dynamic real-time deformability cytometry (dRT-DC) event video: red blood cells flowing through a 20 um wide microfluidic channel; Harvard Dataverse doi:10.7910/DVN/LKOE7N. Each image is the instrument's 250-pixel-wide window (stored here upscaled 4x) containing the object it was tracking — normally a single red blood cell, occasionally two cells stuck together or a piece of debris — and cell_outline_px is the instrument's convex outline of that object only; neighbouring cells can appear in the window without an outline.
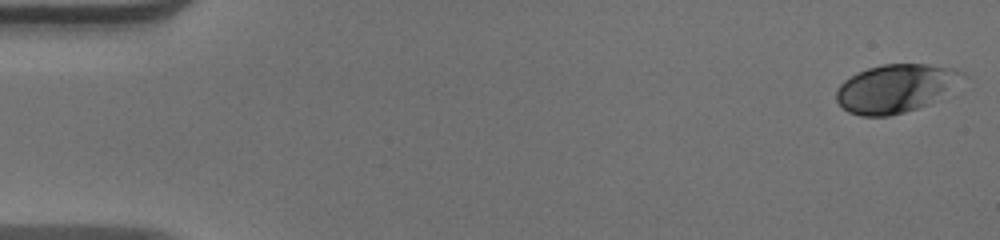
{"species": "human", "species_latin": "Homo sapiens", "temperature_condition": "warm", "stored_images_in_passage": 42, "camera_frame_rate_fps": 3000, "um_per_image_px": 0.085, "donor": {"sex": "male"}, "frame": {"image": 1, "passage_image": 1, "time_ms": 0.0, "image_size_px": [1000, 240], "cell_outline_px": [[964, 76], [928, 104], [904, 112], [888, 116], [860, 116], [848, 112], [836, 100], [836, 88], [844, 80], [856, 72], [868, 68], [884, 64], [928, 64], [956, 68], [964, 72]], "centroid_in_image_um": [76.04, 7.5], "position_along_channel_um": 9.0, "area_um2": 34.97}}
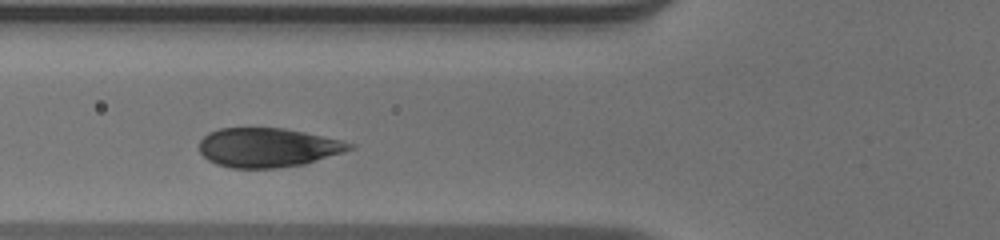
{"frame": {"image": 2, "passage_image": 20, "time_ms": 6.333, "image_size_px": [1000, 240], "cell_outline_px": [[356, 148], [344, 152], [304, 164], [276, 168], [232, 168], [216, 164], [208, 160], [200, 152], [200, 140], [208, 132], [220, 128], [284, 128], [344, 140], [356, 144]], "centroid_in_image_um": [22.8, 12.54], "position_along_channel_um": 103.0, "area_um2": 34.51}}
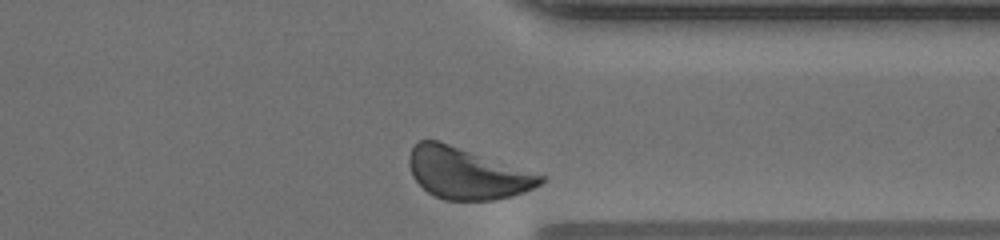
{"frame": {"image": 3, "passage_image": 42, "time_ms": 13.667, "image_size_px": [1000, 240], "cell_outline_px": [[548, 176], [540, 184], [524, 192], [512, 196], [492, 200], [444, 200], [428, 192], [412, 176], [408, 164], [408, 156], [412, 148], [420, 140], [436, 140]], "centroid_in_image_um": [39.69, 14.74], "position_along_channel_um": 371.7, "area_um2": 39.02}, "authors_computed_cell_mechanics": {"area_um2": 35.0557, "velocity_mm_per_s": 3.6987, "shape_relaxation_time_tau1_ms": 2.0443, "shape_relaxation_time_tau2_ms": null, "deformation_change_tau1": 0.1164, "deformation_change_tau2": null}}